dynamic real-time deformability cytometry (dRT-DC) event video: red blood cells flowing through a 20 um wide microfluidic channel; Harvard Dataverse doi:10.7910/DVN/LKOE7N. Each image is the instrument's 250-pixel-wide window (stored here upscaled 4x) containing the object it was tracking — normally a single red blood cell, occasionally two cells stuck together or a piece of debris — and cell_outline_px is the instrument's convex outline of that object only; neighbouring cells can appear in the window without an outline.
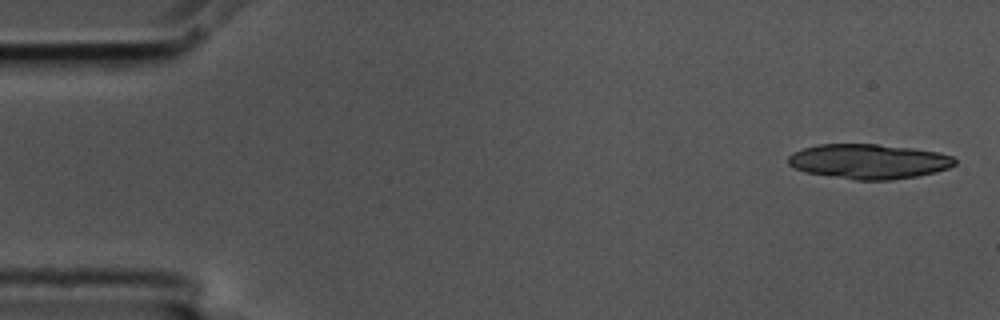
{"species": "common noctule bat (a hibernating species)", "species_latin": "Nyctalus noctula", "temperature_condition": "cold", "stored_images_in_passage": 6, "segment_of_instrument_passage": [2, 2], "camera_frame_rate_fps": 3000, "um_per_image_px": 0.085, "animal": {"sex": "male", "body_mass_g": 17.5, "forearm_length_mm": 52.3}, "frame": {"image": 1, "passage_image": 6, "time_ms": 1.667, "image_size_px": [1000, 320], "cell_outline_px": [[956, 164], [948, 168], [936, 172], [916, 176], [892, 180], [856, 180], [804, 172], [788, 164], [788, 156], [792, 152], [804, 148], [820, 144], [876, 144], [912, 148], [936, 152], [952, 156], [956, 160]], "centroid_in_image_um": [73.83, 13.72], "position_along_channel_um": 11.2, "area_um2": 33.76}}